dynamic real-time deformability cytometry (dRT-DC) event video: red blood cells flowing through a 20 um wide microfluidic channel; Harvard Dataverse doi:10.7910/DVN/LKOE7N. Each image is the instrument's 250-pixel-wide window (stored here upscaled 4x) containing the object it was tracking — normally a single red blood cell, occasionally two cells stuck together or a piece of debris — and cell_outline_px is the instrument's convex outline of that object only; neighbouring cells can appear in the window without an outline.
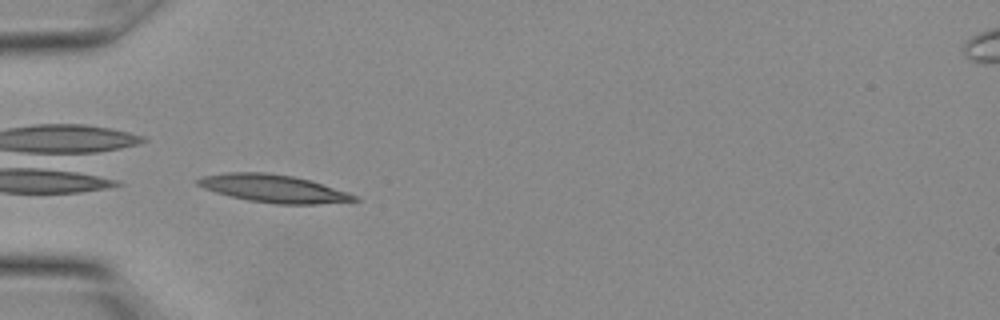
{"species": "Egyptian fruit bat (a non-hibernating species)", "species_latin": "Rousettus aegyptiacus", "temperature_condition": "warm", "stored_images_in_passage": 13, "camera_frame_rate_fps": 3000, "um_per_image_px": 0.085, "animal": {"sex": "female"}, "frame": {"image": 1, "passage_image": 6, "time_ms": 1.667, "image_size_px": [1000, 320], "cell_outline_px": [[360, 200], [316, 204], [276, 204], [248, 200], [216, 192], [204, 188], [196, 184], [196, 180], [204, 176], [228, 172], [264, 172], [292, 176], [308, 180], [348, 192], [356, 196]], "centroid_in_image_um": [23.23, 16.02], "position_along_channel_um": 61.8, "area_um2": 24.91}}
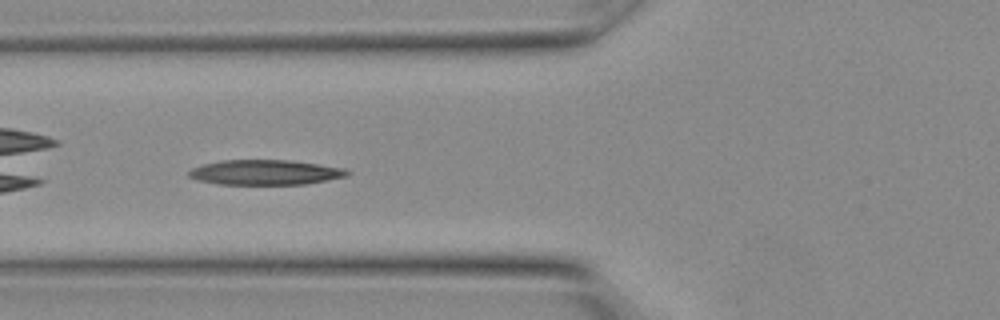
{"frame": {"image": 2, "passage_image": 8, "time_ms": 2.333, "image_size_px": [1000, 320], "cell_outline_px": [[352, 172], [348, 176], [304, 184], [216, 184], [196, 180], [188, 176], [188, 172], [192, 168], [204, 164], [224, 160], [292, 160], [344, 168]], "centroid_in_image_um": [22.55, 14.65], "position_along_channel_um": 103.3, "area_um2": 23.06}}
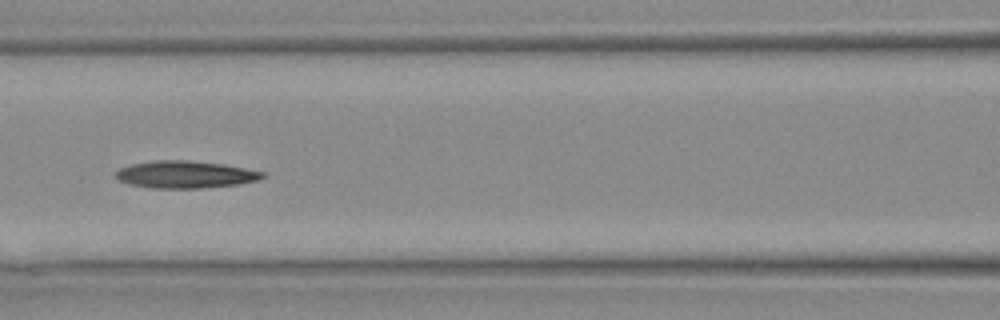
{"frame": {"image": 3, "passage_image": 10, "time_ms": 3.0, "image_size_px": [1000, 320], "cell_outline_px": [[264, 176], [256, 180], [240, 184], [200, 188], [152, 188], [128, 184], [116, 180], [116, 172], [120, 168], [132, 164], [156, 160], [184, 160], [224, 164], [264, 172]], "centroid_in_image_um": [15.71, 14.83], "position_along_channel_um": 150.9, "area_um2": 23.18}}